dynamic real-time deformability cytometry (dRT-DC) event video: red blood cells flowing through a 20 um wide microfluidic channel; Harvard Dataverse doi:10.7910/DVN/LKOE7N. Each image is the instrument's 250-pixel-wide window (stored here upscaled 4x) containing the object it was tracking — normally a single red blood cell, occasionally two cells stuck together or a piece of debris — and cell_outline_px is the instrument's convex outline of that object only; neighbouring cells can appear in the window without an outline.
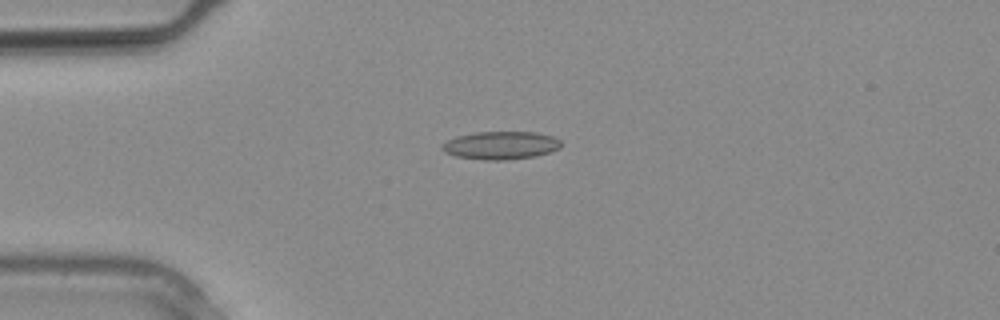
{"species": "common noctule bat (a hibernating species)", "species_latin": "Nyctalus noctula", "temperature_condition": "warm", "stored_images_in_passage": 10, "camera_frame_rate_fps": 3000, "um_per_image_px": 0.085, "animal": {"sex": "male", "body_mass_g": 20.4}, "frame": {"image": 1, "passage_image": 2, "time_ms": 0.333, "image_size_px": [1000, 320], "cell_outline_px": [[560, 148], [536, 156], [504, 160], [484, 160], [456, 156], [444, 152], [440, 148], [440, 144], [456, 136], [476, 132], [536, 132], [556, 136], [560, 140]], "centroid_in_image_um": [42.55, 12.35], "position_along_channel_um": 42.4, "area_um2": 19.54}}
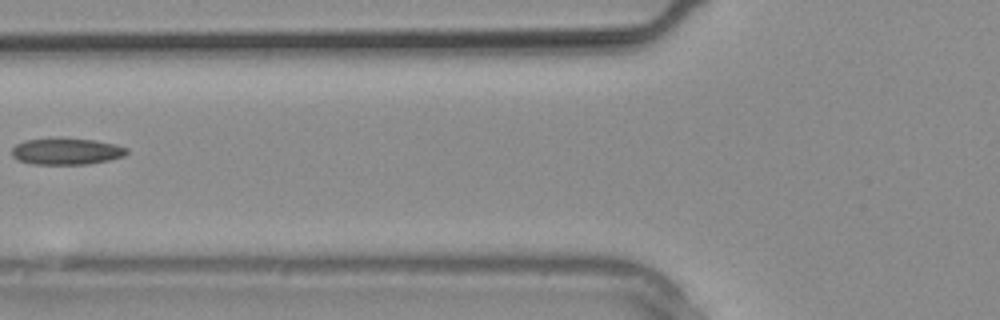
{"frame": {"image": 2, "passage_image": 6, "time_ms": 1.667, "image_size_px": [1000, 320], "cell_outline_px": [[128, 152], [124, 156], [108, 160], [88, 164], [32, 164], [16, 160], [12, 156], [12, 148], [16, 144], [24, 140], [92, 140], [116, 144], [128, 148]], "centroid_in_image_um": [5.65, 12.9], "position_along_channel_um": 120.2, "area_um2": 17.28}}